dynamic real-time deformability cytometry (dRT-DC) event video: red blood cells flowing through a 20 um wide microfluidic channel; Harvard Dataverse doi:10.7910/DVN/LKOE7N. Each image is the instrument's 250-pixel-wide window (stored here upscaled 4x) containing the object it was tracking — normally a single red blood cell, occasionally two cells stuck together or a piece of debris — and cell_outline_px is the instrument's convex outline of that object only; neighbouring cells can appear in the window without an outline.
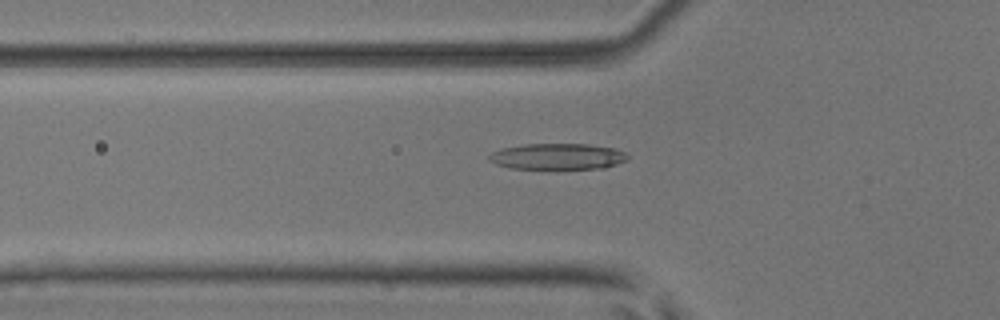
{"species": "common noctule bat (a hibernating species)", "species_latin": "Nyctalus noctula", "temperature_condition": "room temperature", "stored_images_in_passage": 53, "camera_frame_rate_fps": 3000, "um_per_image_px": 0.085, "animal": {"sex": "male", "body_mass_g": 17.9, "forearm_length_mm": 54.2}, "frame": {"image": 1, "passage_image": 19, "time_ms": 6.0, "image_size_px": [1000, 320], "cell_outline_px": [[628, 160], [604, 168], [512, 168], [496, 164], [488, 160], [488, 156], [492, 152], [500, 148], [524, 144], [588, 144], [612, 148], [628, 152]], "centroid_in_image_um": [47.4, 13.29], "position_along_channel_um": 78.4, "area_um2": 20.98}}
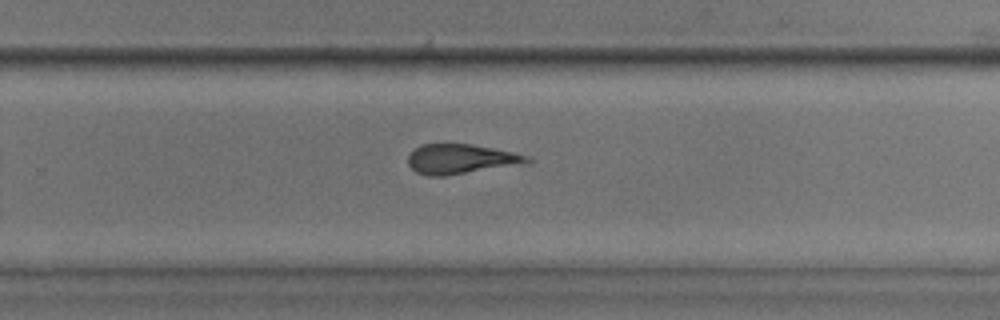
{"frame": {"image": 2, "passage_image": 35, "time_ms": 11.333, "image_size_px": [1000, 320], "cell_outline_px": [[532, 164], [444, 176], [428, 176], [416, 172], [408, 164], [408, 156], [420, 144], [472, 144], [512, 152], [528, 156], [532, 160]], "centroid_in_image_um": [39.24, 13.54], "position_along_channel_um": 290.6, "area_um2": 20.98}}
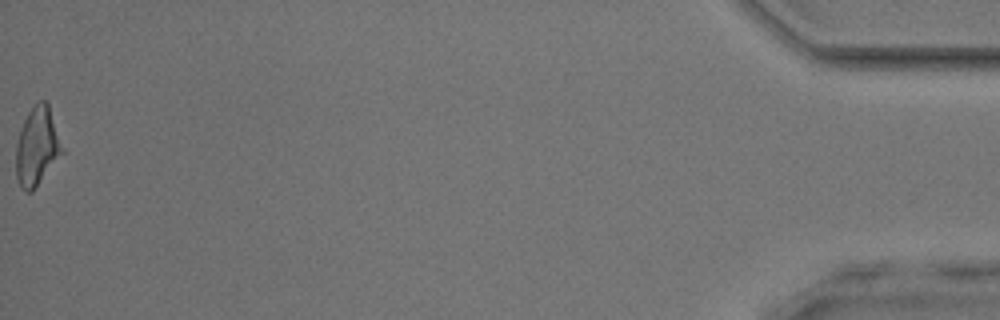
{"frame": {"image": 3, "passage_image": 53, "time_ms": 17.333, "image_size_px": [1000, 320], "cell_outline_px": [[64, 152], [32, 192], [24, 192], [20, 188], [16, 176], [16, 144], [24, 120], [28, 112], [40, 100], [44, 100], [48, 104], [64, 148]], "centroid_in_image_um": [3.15, 12.49], "position_along_channel_um": 432.0, "area_um2": 21.04}, "authors_computed_cell_mechanics": {"area_um2": 21.2126, "velocity_mm_per_s": 3.973, "shape_relaxation_time_tau1_ms": 2.7588, "shape_relaxation_time_tau2_ms": 7.0815, "deformation_change_tau1": 0.1012, "deformation_change_tau2": 0.2388}}